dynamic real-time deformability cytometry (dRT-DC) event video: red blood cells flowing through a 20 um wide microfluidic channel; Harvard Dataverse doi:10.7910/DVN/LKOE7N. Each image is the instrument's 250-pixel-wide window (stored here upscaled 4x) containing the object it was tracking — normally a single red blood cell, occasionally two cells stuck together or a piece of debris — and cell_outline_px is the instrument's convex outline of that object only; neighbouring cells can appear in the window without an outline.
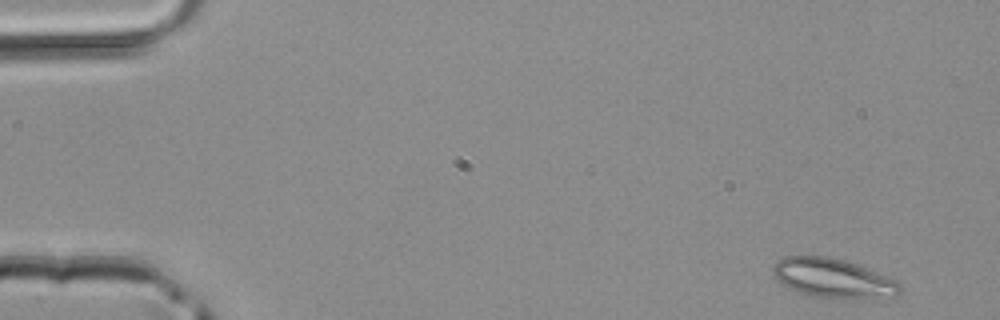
{"species": "common noctule bat (a hibernating species)", "species_latin": "Nyctalus noctula", "temperature_condition": "room temperature", "stored_images_in_passage": 3, "camera_frame_rate_fps": 3000, "um_per_image_px": 0.085, "animal": {"sex": "male", "body_mass_g": 20.4}, "frame": {"image": 1, "passage_image": 1, "time_ms": 0.0, "image_size_px": [1000, 320], "cell_outline_px": [[904, 288], [900, 296], [872, 300], [808, 296], [784, 284], [772, 272], [772, 268], [776, 260], [784, 256], [828, 256], [844, 260], [856, 264], [900, 280]], "centroid_in_image_um": [70.96, 23.67], "position_along_channel_um": 14.0, "area_um2": 29.77}}